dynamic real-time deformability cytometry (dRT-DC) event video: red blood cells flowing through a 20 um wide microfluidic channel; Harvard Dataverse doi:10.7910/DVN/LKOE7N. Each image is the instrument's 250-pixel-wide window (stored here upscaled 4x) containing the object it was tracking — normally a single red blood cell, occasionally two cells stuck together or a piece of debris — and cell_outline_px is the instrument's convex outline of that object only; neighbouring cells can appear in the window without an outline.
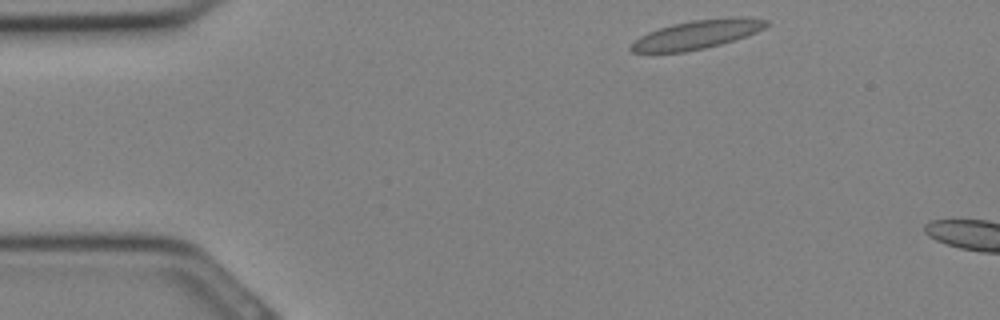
{"species": "Egyptian fruit bat (a non-hibernating species)", "species_latin": "Rousettus aegyptiacus", "temperature_condition": "cold", "stored_images_in_passage": 3, "camera_frame_rate_fps": 3000, "um_per_image_px": 0.085, "animal": {"sex": "female"}, "frame": {"image": 1, "passage_image": 1, "time_ms": 0.0, "image_size_px": [1000, 320], "cell_outline_px": [[768, 24], [764, 28], [756, 32], [720, 44], [704, 48], [684, 52], [632, 52], [628, 48], [640, 36], [648, 32], [672, 24], [692, 20], [732, 16], [748, 16], [768, 20]], "centroid_in_image_um": [59.27, 2.91], "position_along_channel_um": 25.7, "area_um2": 22.6}}